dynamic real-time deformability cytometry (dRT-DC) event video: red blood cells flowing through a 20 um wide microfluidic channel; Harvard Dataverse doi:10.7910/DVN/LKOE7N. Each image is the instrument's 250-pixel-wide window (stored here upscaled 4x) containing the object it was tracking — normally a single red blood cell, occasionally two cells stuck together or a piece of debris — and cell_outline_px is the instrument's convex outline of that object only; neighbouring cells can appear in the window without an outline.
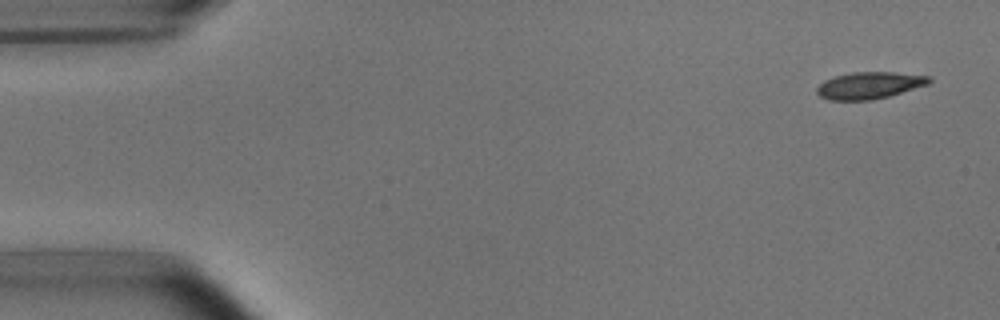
{"species": "common noctule bat (a hibernating species)", "species_latin": "Nyctalus noctula", "temperature_condition": "room temperature", "stored_images_in_passage": 3, "camera_frame_rate_fps": 3000, "um_per_image_px": 0.085, "animal": {"sex": "male", "body_mass_g": 15.6}, "frame": {"image": 1, "passage_image": 1, "time_ms": 0.0, "image_size_px": [1000, 320], "cell_outline_px": [[932, 80], [928, 84], [888, 96], [868, 100], [828, 100], [820, 96], [816, 92], [816, 88], [824, 80], [836, 76], [852, 72], [892, 72], [932, 76]], "centroid_in_image_um": [73.89, 7.25], "position_along_channel_um": 11.1, "area_um2": 17.46}}